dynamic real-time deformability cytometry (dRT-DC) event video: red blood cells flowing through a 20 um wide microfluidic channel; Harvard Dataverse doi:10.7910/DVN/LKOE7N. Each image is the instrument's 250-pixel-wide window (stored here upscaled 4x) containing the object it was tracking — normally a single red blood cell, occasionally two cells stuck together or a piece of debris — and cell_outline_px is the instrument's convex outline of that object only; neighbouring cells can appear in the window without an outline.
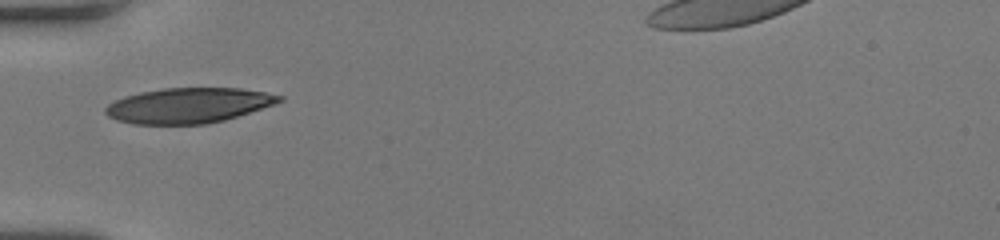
{"species": "human", "species_latin": "Homo sapiens", "temperature_condition": "room temperature", "stored_images_in_passage": 36, "segment_of_instrument_passage": [1, 2], "camera_frame_rate_fps": 3000, "um_per_image_px": 0.085, "donor": {"sex": "female"}, "frame": {"image": 1, "passage_image": 1, "time_ms": 0.0, "image_size_px": [1000, 240], "cell_outline_px": [[284, 100], [276, 104], [224, 120], [204, 124], [132, 124], [116, 120], [108, 116], [104, 112], [104, 108], [108, 104], [124, 96], [140, 92], [164, 88], [240, 88], [264, 92], [284, 96]], "centroid_in_image_um": [16.01, 8.96], "position_along_channel_um": 69.0, "area_um2": 35.72}}
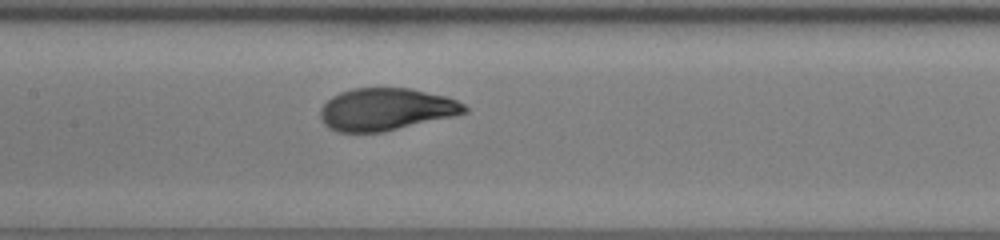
{"frame": {"image": 2, "passage_image": 9, "time_ms": 2.667, "image_size_px": [1000, 240], "cell_outline_px": [[468, 112], [452, 116], [380, 132], [336, 132], [328, 128], [324, 124], [320, 116], [320, 108], [332, 96], [340, 92], [352, 88], [408, 88], [444, 96], [456, 100], [464, 104], [468, 108]], "centroid_in_image_um": [32.76, 9.29], "position_along_channel_um": 174.6, "area_um2": 35.2}}
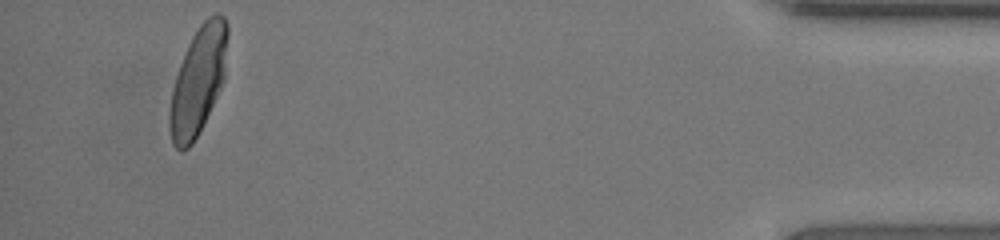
{"frame": {"image": 3, "passage_image": 32, "time_ms": 10.333, "image_size_px": [1000, 240], "cell_outline_px": [[228, 36], [224, 80], [192, 144], [188, 148], [180, 152], [172, 144], [168, 128], [168, 112], [172, 88], [180, 64], [188, 44], [192, 36], [200, 24], [208, 16], [216, 12], [220, 12], [224, 16], [228, 24]], "centroid_in_image_um": [16.83, 6.83], "position_along_channel_um": 418.4, "area_um2": 36.36}}